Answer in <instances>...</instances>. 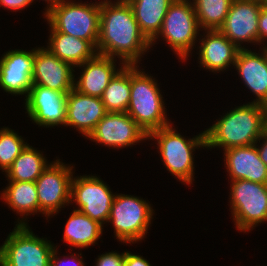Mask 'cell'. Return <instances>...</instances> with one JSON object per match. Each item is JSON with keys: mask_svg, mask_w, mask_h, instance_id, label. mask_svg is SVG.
Masks as SVG:
<instances>
[{"mask_svg": "<svg viewBox=\"0 0 267 266\" xmlns=\"http://www.w3.org/2000/svg\"><path fill=\"white\" fill-rule=\"evenodd\" d=\"M100 4V35L97 54L121 59L122 66L137 65L151 42L141 32L131 5L127 0Z\"/></svg>", "mask_w": 267, "mask_h": 266, "instance_id": "obj_1", "label": "cell"}, {"mask_svg": "<svg viewBox=\"0 0 267 266\" xmlns=\"http://www.w3.org/2000/svg\"><path fill=\"white\" fill-rule=\"evenodd\" d=\"M267 128V106L256 102L243 104L226 113L205 130L206 147H233L258 143Z\"/></svg>", "mask_w": 267, "mask_h": 266, "instance_id": "obj_2", "label": "cell"}, {"mask_svg": "<svg viewBox=\"0 0 267 266\" xmlns=\"http://www.w3.org/2000/svg\"><path fill=\"white\" fill-rule=\"evenodd\" d=\"M138 67L131 65V95L126 113L149 135L170 122L156 80Z\"/></svg>", "mask_w": 267, "mask_h": 266, "instance_id": "obj_3", "label": "cell"}, {"mask_svg": "<svg viewBox=\"0 0 267 266\" xmlns=\"http://www.w3.org/2000/svg\"><path fill=\"white\" fill-rule=\"evenodd\" d=\"M148 139H156L159 153L167 170L185 184H192L194 174L193 151L206 148L205 131L188 140L170 124L152 131Z\"/></svg>", "mask_w": 267, "mask_h": 266, "instance_id": "obj_4", "label": "cell"}, {"mask_svg": "<svg viewBox=\"0 0 267 266\" xmlns=\"http://www.w3.org/2000/svg\"><path fill=\"white\" fill-rule=\"evenodd\" d=\"M56 31L88 41L95 49L100 35V4L62 1L45 15Z\"/></svg>", "mask_w": 267, "mask_h": 266, "instance_id": "obj_5", "label": "cell"}, {"mask_svg": "<svg viewBox=\"0 0 267 266\" xmlns=\"http://www.w3.org/2000/svg\"><path fill=\"white\" fill-rule=\"evenodd\" d=\"M23 219L0 246V266H50L54 245L35 236Z\"/></svg>", "mask_w": 267, "mask_h": 266, "instance_id": "obj_6", "label": "cell"}, {"mask_svg": "<svg viewBox=\"0 0 267 266\" xmlns=\"http://www.w3.org/2000/svg\"><path fill=\"white\" fill-rule=\"evenodd\" d=\"M193 3L189 0H174L164 17L161 30L151 41L162 36L182 60L189 57L200 31ZM194 44V45H193Z\"/></svg>", "mask_w": 267, "mask_h": 266, "instance_id": "obj_7", "label": "cell"}, {"mask_svg": "<svg viewBox=\"0 0 267 266\" xmlns=\"http://www.w3.org/2000/svg\"><path fill=\"white\" fill-rule=\"evenodd\" d=\"M153 211L142 198L116 194L107 222L113 224L116 239L123 243H134L146 235Z\"/></svg>", "mask_w": 267, "mask_h": 266, "instance_id": "obj_8", "label": "cell"}, {"mask_svg": "<svg viewBox=\"0 0 267 266\" xmlns=\"http://www.w3.org/2000/svg\"><path fill=\"white\" fill-rule=\"evenodd\" d=\"M231 182L230 209L236 228L248 232L267 221V184L243 179Z\"/></svg>", "mask_w": 267, "mask_h": 266, "instance_id": "obj_9", "label": "cell"}, {"mask_svg": "<svg viewBox=\"0 0 267 266\" xmlns=\"http://www.w3.org/2000/svg\"><path fill=\"white\" fill-rule=\"evenodd\" d=\"M73 168L56 159L36 179L40 213L50 216L58 213L65 204H70Z\"/></svg>", "mask_w": 267, "mask_h": 266, "instance_id": "obj_10", "label": "cell"}, {"mask_svg": "<svg viewBox=\"0 0 267 266\" xmlns=\"http://www.w3.org/2000/svg\"><path fill=\"white\" fill-rule=\"evenodd\" d=\"M115 196L103 180L96 176L72 178L70 201L79 206L76 210L102 225L109 219Z\"/></svg>", "mask_w": 267, "mask_h": 266, "instance_id": "obj_11", "label": "cell"}, {"mask_svg": "<svg viewBox=\"0 0 267 266\" xmlns=\"http://www.w3.org/2000/svg\"><path fill=\"white\" fill-rule=\"evenodd\" d=\"M88 138L118 149L136 145L135 143L148 139V135L126 112H108Z\"/></svg>", "mask_w": 267, "mask_h": 266, "instance_id": "obj_12", "label": "cell"}, {"mask_svg": "<svg viewBox=\"0 0 267 266\" xmlns=\"http://www.w3.org/2000/svg\"><path fill=\"white\" fill-rule=\"evenodd\" d=\"M263 0H233L219 30L238 48L243 42L258 44V20Z\"/></svg>", "mask_w": 267, "mask_h": 266, "instance_id": "obj_13", "label": "cell"}, {"mask_svg": "<svg viewBox=\"0 0 267 266\" xmlns=\"http://www.w3.org/2000/svg\"><path fill=\"white\" fill-rule=\"evenodd\" d=\"M67 94L40 85H33L25 99L28 116L39 126L65 125Z\"/></svg>", "mask_w": 267, "mask_h": 266, "instance_id": "obj_14", "label": "cell"}, {"mask_svg": "<svg viewBox=\"0 0 267 266\" xmlns=\"http://www.w3.org/2000/svg\"><path fill=\"white\" fill-rule=\"evenodd\" d=\"M35 49L10 50L0 59V87L6 93L27 97L33 86Z\"/></svg>", "mask_w": 267, "mask_h": 266, "instance_id": "obj_15", "label": "cell"}, {"mask_svg": "<svg viewBox=\"0 0 267 266\" xmlns=\"http://www.w3.org/2000/svg\"><path fill=\"white\" fill-rule=\"evenodd\" d=\"M73 67L55 56L48 48H35L33 85L68 93L74 88Z\"/></svg>", "mask_w": 267, "mask_h": 266, "instance_id": "obj_16", "label": "cell"}, {"mask_svg": "<svg viewBox=\"0 0 267 266\" xmlns=\"http://www.w3.org/2000/svg\"><path fill=\"white\" fill-rule=\"evenodd\" d=\"M107 113L100 97L81 94L74 88L68 92L65 126L78 129L86 138Z\"/></svg>", "mask_w": 267, "mask_h": 266, "instance_id": "obj_17", "label": "cell"}, {"mask_svg": "<svg viewBox=\"0 0 267 266\" xmlns=\"http://www.w3.org/2000/svg\"><path fill=\"white\" fill-rule=\"evenodd\" d=\"M257 143L224 150L227 172L234 180L267 184V166L258 155Z\"/></svg>", "mask_w": 267, "mask_h": 266, "instance_id": "obj_18", "label": "cell"}, {"mask_svg": "<svg viewBox=\"0 0 267 266\" xmlns=\"http://www.w3.org/2000/svg\"><path fill=\"white\" fill-rule=\"evenodd\" d=\"M263 51L252 52L246 48L239 49L234 68H236L242 81L249 90L255 94L256 102L267 106V59Z\"/></svg>", "mask_w": 267, "mask_h": 266, "instance_id": "obj_19", "label": "cell"}, {"mask_svg": "<svg viewBox=\"0 0 267 266\" xmlns=\"http://www.w3.org/2000/svg\"><path fill=\"white\" fill-rule=\"evenodd\" d=\"M205 33L199 46L201 66L214 73L234 66L239 49L219 29L205 30Z\"/></svg>", "mask_w": 267, "mask_h": 266, "instance_id": "obj_20", "label": "cell"}, {"mask_svg": "<svg viewBox=\"0 0 267 266\" xmlns=\"http://www.w3.org/2000/svg\"><path fill=\"white\" fill-rule=\"evenodd\" d=\"M114 59L96 54L92 59L79 65L84 67V70L77 82L74 79V89L84 95L101 97L110 80L120 70L116 69L117 60Z\"/></svg>", "mask_w": 267, "mask_h": 266, "instance_id": "obj_21", "label": "cell"}, {"mask_svg": "<svg viewBox=\"0 0 267 266\" xmlns=\"http://www.w3.org/2000/svg\"><path fill=\"white\" fill-rule=\"evenodd\" d=\"M50 31L47 48L73 68L92 59L97 54L96 49L86 40L58 32L51 25Z\"/></svg>", "mask_w": 267, "mask_h": 266, "instance_id": "obj_22", "label": "cell"}, {"mask_svg": "<svg viewBox=\"0 0 267 266\" xmlns=\"http://www.w3.org/2000/svg\"><path fill=\"white\" fill-rule=\"evenodd\" d=\"M141 32L151 42L159 33L169 6L174 0H127Z\"/></svg>", "mask_w": 267, "mask_h": 266, "instance_id": "obj_23", "label": "cell"}, {"mask_svg": "<svg viewBox=\"0 0 267 266\" xmlns=\"http://www.w3.org/2000/svg\"><path fill=\"white\" fill-rule=\"evenodd\" d=\"M102 227L99 222L74 209L65 225L64 242L80 249L88 248L100 239Z\"/></svg>", "mask_w": 267, "mask_h": 266, "instance_id": "obj_24", "label": "cell"}, {"mask_svg": "<svg viewBox=\"0 0 267 266\" xmlns=\"http://www.w3.org/2000/svg\"><path fill=\"white\" fill-rule=\"evenodd\" d=\"M16 213L25 215L40 212L36 183L30 181H9L1 196Z\"/></svg>", "mask_w": 267, "mask_h": 266, "instance_id": "obj_25", "label": "cell"}, {"mask_svg": "<svg viewBox=\"0 0 267 266\" xmlns=\"http://www.w3.org/2000/svg\"><path fill=\"white\" fill-rule=\"evenodd\" d=\"M100 97L107 112H126L130 103L131 65H124Z\"/></svg>", "mask_w": 267, "mask_h": 266, "instance_id": "obj_26", "label": "cell"}, {"mask_svg": "<svg viewBox=\"0 0 267 266\" xmlns=\"http://www.w3.org/2000/svg\"><path fill=\"white\" fill-rule=\"evenodd\" d=\"M47 163L43 154L28 144L5 173L8 181L35 182L49 165Z\"/></svg>", "mask_w": 267, "mask_h": 266, "instance_id": "obj_27", "label": "cell"}, {"mask_svg": "<svg viewBox=\"0 0 267 266\" xmlns=\"http://www.w3.org/2000/svg\"><path fill=\"white\" fill-rule=\"evenodd\" d=\"M232 2L233 0H193L200 29H219L227 17Z\"/></svg>", "mask_w": 267, "mask_h": 266, "instance_id": "obj_28", "label": "cell"}, {"mask_svg": "<svg viewBox=\"0 0 267 266\" xmlns=\"http://www.w3.org/2000/svg\"><path fill=\"white\" fill-rule=\"evenodd\" d=\"M28 144L7 127L0 129V169L6 172Z\"/></svg>", "mask_w": 267, "mask_h": 266, "instance_id": "obj_29", "label": "cell"}, {"mask_svg": "<svg viewBox=\"0 0 267 266\" xmlns=\"http://www.w3.org/2000/svg\"><path fill=\"white\" fill-rule=\"evenodd\" d=\"M96 266H124L125 252H108L98 256Z\"/></svg>", "mask_w": 267, "mask_h": 266, "instance_id": "obj_30", "label": "cell"}, {"mask_svg": "<svg viewBox=\"0 0 267 266\" xmlns=\"http://www.w3.org/2000/svg\"><path fill=\"white\" fill-rule=\"evenodd\" d=\"M267 39V7L262 5L258 20V43Z\"/></svg>", "mask_w": 267, "mask_h": 266, "instance_id": "obj_31", "label": "cell"}, {"mask_svg": "<svg viewBox=\"0 0 267 266\" xmlns=\"http://www.w3.org/2000/svg\"><path fill=\"white\" fill-rule=\"evenodd\" d=\"M71 257V261H69V264L70 262L73 263V265L71 266H84V263L82 261V257L79 259V257L77 258V254L75 256V254H72V256L70 255ZM73 260V261H72ZM68 263V261H66ZM71 263V264H72ZM50 266H67V264L65 265L64 261H60V258L57 257V248L55 247L52 254H51V265Z\"/></svg>", "mask_w": 267, "mask_h": 266, "instance_id": "obj_32", "label": "cell"}, {"mask_svg": "<svg viewBox=\"0 0 267 266\" xmlns=\"http://www.w3.org/2000/svg\"><path fill=\"white\" fill-rule=\"evenodd\" d=\"M124 266H151L150 263L140 255L125 252Z\"/></svg>", "mask_w": 267, "mask_h": 266, "instance_id": "obj_33", "label": "cell"}, {"mask_svg": "<svg viewBox=\"0 0 267 266\" xmlns=\"http://www.w3.org/2000/svg\"><path fill=\"white\" fill-rule=\"evenodd\" d=\"M32 0H0V5L10 10H22L23 8L31 5Z\"/></svg>", "mask_w": 267, "mask_h": 266, "instance_id": "obj_34", "label": "cell"}, {"mask_svg": "<svg viewBox=\"0 0 267 266\" xmlns=\"http://www.w3.org/2000/svg\"><path fill=\"white\" fill-rule=\"evenodd\" d=\"M263 140L262 144L260 141ZM259 141L261 147H257L258 155L263 161V163L267 166V128L264 130L261 137L257 140Z\"/></svg>", "mask_w": 267, "mask_h": 266, "instance_id": "obj_35", "label": "cell"}, {"mask_svg": "<svg viewBox=\"0 0 267 266\" xmlns=\"http://www.w3.org/2000/svg\"><path fill=\"white\" fill-rule=\"evenodd\" d=\"M32 1L34 2V0ZM44 1H47L49 4L47 5V10H45L46 12L44 15H46L48 12H50L53 8L57 7L64 0H44Z\"/></svg>", "mask_w": 267, "mask_h": 266, "instance_id": "obj_36", "label": "cell"}, {"mask_svg": "<svg viewBox=\"0 0 267 266\" xmlns=\"http://www.w3.org/2000/svg\"><path fill=\"white\" fill-rule=\"evenodd\" d=\"M264 52H265V54H266V59H267V46L265 45V47H264Z\"/></svg>", "mask_w": 267, "mask_h": 266, "instance_id": "obj_37", "label": "cell"}, {"mask_svg": "<svg viewBox=\"0 0 267 266\" xmlns=\"http://www.w3.org/2000/svg\"><path fill=\"white\" fill-rule=\"evenodd\" d=\"M263 5L267 7V0H263Z\"/></svg>", "mask_w": 267, "mask_h": 266, "instance_id": "obj_38", "label": "cell"}]
</instances>
